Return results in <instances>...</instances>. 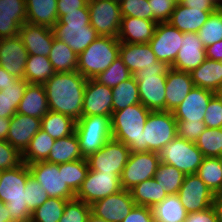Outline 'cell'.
I'll use <instances>...</instances> for the list:
<instances>
[{
  "label": "cell",
  "mask_w": 222,
  "mask_h": 222,
  "mask_svg": "<svg viewBox=\"0 0 222 222\" xmlns=\"http://www.w3.org/2000/svg\"><path fill=\"white\" fill-rule=\"evenodd\" d=\"M87 79L77 70L55 73L43 85L49 110L72 117H82V105Z\"/></svg>",
  "instance_id": "6da1fadb"
},
{
  "label": "cell",
  "mask_w": 222,
  "mask_h": 222,
  "mask_svg": "<svg viewBox=\"0 0 222 222\" xmlns=\"http://www.w3.org/2000/svg\"><path fill=\"white\" fill-rule=\"evenodd\" d=\"M30 176L24 162L17 168L0 171V200L11 214V222H30L32 212L27 207L24 192Z\"/></svg>",
  "instance_id": "7a4b0ae2"
},
{
  "label": "cell",
  "mask_w": 222,
  "mask_h": 222,
  "mask_svg": "<svg viewBox=\"0 0 222 222\" xmlns=\"http://www.w3.org/2000/svg\"><path fill=\"white\" fill-rule=\"evenodd\" d=\"M150 112L141 103L113 112L112 139L123 142L130 152H142V136Z\"/></svg>",
  "instance_id": "3957f363"
},
{
  "label": "cell",
  "mask_w": 222,
  "mask_h": 222,
  "mask_svg": "<svg viewBox=\"0 0 222 222\" xmlns=\"http://www.w3.org/2000/svg\"><path fill=\"white\" fill-rule=\"evenodd\" d=\"M52 29L55 37L66 43L77 55L99 37L96 30L90 25L88 8L67 12Z\"/></svg>",
  "instance_id": "277c9868"
},
{
  "label": "cell",
  "mask_w": 222,
  "mask_h": 222,
  "mask_svg": "<svg viewBox=\"0 0 222 222\" xmlns=\"http://www.w3.org/2000/svg\"><path fill=\"white\" fill-rule=\"evenodd\" d=\"M120 41L99 36L78 55L77 71L86 79H94L119 57Z\"/></svg>",
  "instance_id": "5b68a950"
},
{
  "label": "cell",
  "mask_w": 222,
  "mask_h": 222,
  "mask_svg": "<svg viewBox=\"0 0 222 222\" xmlns=\"http://www.w3.org/2000/svg\"><path fill=\"white\" fill-rule=\"evenodd\" d=\"M170 67H149L133 74L141 104L150 111H166V76Z\"/></svg>",
  "instance_id": "8992f818"
},
{
  "label": "cell",
  "mask_w": 222,
  "mask_h": 222,
  "mask_svg": "<svg viewBox=\"0 0 222 222\" xmlns=\"http://www.w3.org/2000/svg\"><path fill=\"white\" fill-rule=\"evenodd\" d=\"M75 133L83 158H88L112 139L111 116H82L76 121Z\"/></svg>",
  "instance_id": "52a82bcc"
},
{
  "label": "cell",
  "mask_w": 222,
  "mask_h": 222,
  "mask_svg": "<svg viewBox=\"0 0 222 222\" xmlns=\"http://www.w3.org/2000/svg\"><path fill=\"white\" fill-rule=\"evenodd\" d=\"M177 136V120L172 111H151L144 126L142 152H159Z\"/></svg>",
  "instance_id": "ba28073f"
},
{
  "label": "cell",
  "mask_w": 222,
  "mask_h": 222,
  "mask_svg": "<svg viewBox=\"0 0 222 222\" xmlns=\"http://www.w3.org/2000/svg\"><path fill=\"white\" fill-rule=\"evenodd\" d=\"M158 156L160 162L175 166L185 175L196 174L204 159V155L195 143L178 136L163 146L159 150Z\"/></svg>",
  "instance_id": "9c48e42d"
},
{
  "label": "cell",
  "mask_w": 222,
  "mask_h": 222,
  "mask_svg": "<svg viewBox=\"0 0 222 222\" xmlns=\"http://www.w3.org/2000/svg\"><path fill=\"white\" fill-rule=\"evenodd\" d=\"M130 153V149L123 142L110 139L86 159L90 170L121 176Z\"/></svg>",
  "instance_id": "30bf717a"
},
{
  "label": "cell",
  "mask_w": 222,
  "mask_h": 222,
  "mask_svg": "<svg viewBox=\"0 0 222 222\" xmlns=\"http://www.w3.org/2000/svg\"><path fill=\"white\" fill-rule=\"evenodd\" d=\"M159 163L157 152H131L120 176L122 189L130 190L140 182L153 178Z\"/></svg>",
  "instance_id": "8fae6325"
},
{
  "label": "cell",
  "mask_w": 222,
  "mask_h": 222,
  "mask_svg": "<svg viewBox=\"0 0 222 222\" xmlns=\"http://www.w3.org/2000/svg\"><path fill=\"white\" fill-rule=\"evenodd\" d=\"M90 25L99 36L118 38L122 20L120 5L111 0H88Z\"/></svg>",
  "instance_id": "7c38bea8"
},
{
  "label": "cell",
  "mask_w": 222,
  "mask_h": 222,
  "mask_svg": "<svg viewBox=\"0 0 222 222\" xmlns=\"http://www.w3.org/2000/svg\"><path fill=\"white\" fill-rule=\"evenodd\" d=\"M28 168L32 178L40 183L49 197L75 199V193L65 183L63 169H59L58 164L40 161L29 164Z\"/></svg>",
  "instance_id": "4fadbf2b"
},
{
  "label": "cell",
  "mask_w": 222,
  "mask_h": 222,
  "mask_svg": "<svg viewBox=\"0 0 222 222\" xmlns=\"http://www.w3.org/2000/svg\"><path fill=\"white\" fill-rule=\"evenodd\" d=\"M122 190L120 176L118 174L99 173L88 170L85 180L75 194V199L91 205L97 200Z\"/></svg>",
  "instance_id": "5bb4252c"
},
{
  "label": "cell",
  "mask_w": 222,
  "mask_h": 222,
  "mask_svg": "<svg viewBox=\"0 0 222 222\" xmlns=\"http://www.w3.org/2000/svg\"><path fill=\"white\" fill-rule=\"evenodd\" d=\"M184 33L168 22H158L149 45L158 61L165 62L170 67L174 63L178 51L182 47Z\"/></svg>",
  "instance_id": "9a60e30c"
},
{
  "label": "cell",
  "mask_w": 222,
  "mask_h": 222,
  "mask_svg": "<svg viewBox=\"0 0 222 222\" xmlns=\"http://www.w3.org/2000/svg\"><path fill=\"white\" fill-rule=\"evenodd\" d=\"M178 196L186 211L191 213L211 207L215 194L197 174H187L178 191Z\"/></svg>",
  "instance_id": "2e32d148"
},
{
  "label": "cell",
  "mask_w": 222,
  "mask_h": 222,
  "mask_svg": "<svg viewBox=\"0 0 222 222\" xmlns=\"http://www.w3.org/2000/svg\"><path fill=\"white\" fill-rule=\"evenodd\" d=\"M135 205L130 190L122 189L93 202L90 207L91 213L107 222H122Z\"/></svg>",
  "instance_id": "e0dca14e"
},
{
  "label": "cell",
  "mask_w": 222,
  "mask_h": 222,
  "mask_svg": "<svg viewBox=\"0 0 222 222\" xmlns=\"http://www.w3.org/2000/svg\"><path fill=\"white\" fill-rule=\"evenodd\" d=\"M112 89L95 79H87L84 91L82 116H111Z\"/></svg>",
  "instance_id": "ac0fdd59"
},
{
  "label": "cell",
  "mask_w": 222,
  "mask_h": 222,
  "mask_svg": "<svg viewBox=\"0 0 222 222\" xmlns=\"http://www.w3.org/2000/svg\"><path fill=\"white\" fill-rule=\"evenodd\" d=\"M119 57L132 75L144 68L170 67L165 62L158 61L149 43H120Z\"/></svg>",
  "instance_id": "d6986e66"
},
{
  "label": "cell",
  "mask_w": 222,
  "mask_h": 222,
  "mask_svg": "<svg viewBox=\"0 0 222 222\" xmlns=\"http://www.w3.org/2000/svg\"><path fill=\"white\" fill-rule=\"evenodd\" d=\"M28 55L18 35L0 39V66L13 77L24 78Z\"/></svg>",
  "instance_id": "ffe728a7"
},
{
  "label": "cell",
  "mask_w": 222,
  "mask_h": 222,
  "mask_svg": "<svg viewBox=\"0 0 222 222\" xmlns=\"http://www.w3.org/2000/svg\"><path fill=\"white\" fill-rule=\"evenodd\" d=\"M18 37L29 55L48 57L55 35L52 28L26 22L20 27Z\"/></svg>",
  "instance_id": "44dd1931"
},
{
  "label": "cell",
  "mask_w": 222,
  "mask_h": 222,
  "mask_svg": "<svg viewBox=\"0 0 222 222\" xmlns=\"http://www.w3.org/2000/svg\"><path fill=\"white\" fill-rule=\"evenodd\" d=\"M205 46L197 33H184L182 47L170 68L191 73L206 60Z\"/></svg>",
  "instance_id": "7402d4cb"
},
{
  "label": "cell",
  "mask_w": 222,
  "mask_h": 222,
  "mask_svg": "<svg viewBox=\"0 0 222 222\" xmlns=\"http://www.w3.org/2000/svg\"><path fill=\"white\" fill-rule=\"evenodd\" d=\"M214 92L194 87L186 98L173 111L177 121L199 122L203 121L210 99Z\"/></svg>",
  "instance_id": "603a6c76"
},
{
  "label": "cell",
  "mask_w": 222,
  "mask_h": 222,
  "mask_svg": "<svg viewBox=\"0 0 222 222\" xmlns=\"http://www.w3.org/2000/svg\"><path fill=\"white\" fill-rule=\"evenodd\" d=\"M41 129V119L16 113L11 117L7 142L23 153Z\"/></svg>",
  "instance_id": "cb8c5ba5"
},
{
  "label": "cell",
  "mask_w": 222,
  "mask_h": 222,
  "mask_svg": "<svg viewBox=\"0 0 222 222\" xmlns=\"http://www.w3.org/2000/svg\"><path fill=\"white\" fill-rule=\"evenodd\" d=\"M26 22L25 0H0V39L17 36Z\"/></svg>",
  "instance_id": "d4e9b609"
},
{
  "label": "cell",
  "mask_w": 222,
  "mask_h": 222,
  "mask_svg": "<svg viewBox=\"0 0 222 222\" xmlns=\"http://www.w3.org/2000/svg\"><path fill=\"white\" fill-rule=\"evenodd\" d=\"M191 74L170 68L166 76V111H174L194 88Z\"/></svg>",
  "instance_id": "484cf974"
},
{
  "label": "cell",
  "mask_w": 222,
  "mask_h": 222,
  "mask_svg": "<svg viewBox=\"0 0 222 222\" xmlns=\"http://www.w3.org/2000/svg\"><path fill=\"white\" fill-rule=\"evenodd\" d=\"M157 22L136 17H122L118 40L120 43H149Z\"/></svg>",
  "instance_id": "4316f807"
},
{
  "label": "cell",
  "mask_w": 222,
  "mask_h": 222,
  "mask_svg": "<svg viewBox=\"0 0 222 222\" xmlns=\"http://www.w3.org/2000/svg\"><path fill=\"white\" fill-rule=\"evenodd\" d=\"M212 12L215 11H203L178 2L168 23L182 33H197Z\"/></svg>",
  "instance_id": "83f0119b"
},
{
  "label": "cell",
  "mask_w": 222,
  "mask_h": 222,
  "mask_svg": "<svg viewBox=\"0 0 222 222\" xmlns=\"http://www.w3.org/2000/svg\"><path fill=\"white\" fill-rule=\"evenodd\" d=\"M49 111L44 85L27 84L17 113L42 119Z\"/></svg>",
  "instance_id": "f1b7e54d"
},
{
  "label": "cell",
  "mask_w": 222,
  "mask_h": 222,
  "mask_svg": "<svg viewBox=\"0 0 222 222\" xmlns=\"http://www.w3.org/2000/svg\"><path fill=\"white\" fill-rule=\"evenodd\" d=\"M27 22L53 28L58 21L57 0H25Z\"/></svg>",
  "instance_id": "f546056e"
},
{
  "label": "cell",
  "mask_w": 222,
  "mask_h": 222,
  "mask_svg": "<svg viewBox=\"0 0 222 222\" xmlns=\"http://www.w3.org/2000/svg\"><path fill=\"white\" fill-rule=\"evenodd\" d=\"M190 74L195 87L214 92L222 85V62L206 59Z\"/></svg>",
  "instance_id": "4dcf8cb0"
},
{
  "label": "cell",
  "mask_w": 222,
  "mask_h": 222,
  "mask_svg": "<svg viewBox=\"0 0 222 222\" xmlns=\"http://www.w3.org/2000/svg\"><path fill=\"white\" fill-rule=\"evenodd\" d=\"M79 159H83V156L80 151L78 137L74 132L67 137L55 139L46 162L63 164Z\"/></svg>",
  "instance_id": "1f68e13d"
},
{
  "label": "cell",
  "mask_w": 222,
  "mask_h": 222,
  "mask_svg": "<svg viewBox=\"0 0 222 222\" xmlns=\"http://www.w3.org/2000/svg\"><path fill=\"white\" fill-rule=\"evenodd\" d=\"M151 209L155 222H185L188 215L178 194L168 195Z\"/></svg>",
  "instance_id": "d6a6232c"
},
{
  "label": "cell",
  "mask_w": 222,
  "mask_h": 222,
  "mask_svg": "<svg viewBox=\"0 0 222 222\" xmlns=\"http://www.w3.org/2000/svg\"><path fill=\"white\" fill-rule=\"evenodd\" d=\"M48 58L55 73L77 70L78 55L66 43L56 37H54Z\"/></svg>",
  "instance_id": "836d02e7"
},
{
  "label": "cell",
  "mask_w": 222,
  "mask_h": 222,
  "mask_svg": "<svg viewBox=\"0 0 222 222\" xmlns=\"http://www.w3.org/2000/svg\"><path fill=\"white\" fill-rule=\"evenodd\" d=\"M76 121L65 114L48 111L41 119V129L54 139L67 137L75 132Z\"/></svg>",
  "instance_id": "e575fe53"
},
{
  "label": "cell",
  "mask_w": 222,
  "mask_h": 222,
  "mask_svg": "<svg viewBox=\"0 0 222 222\" xmlns=\"http://www.w3.org/2000/svg\"><path fill=\"white\" fill-rule=\"evenodd\" d=\"M130 193L136 205L150 208L168 196L154 178L135 185L130 189Z\"/></svg>",
  "instance_id": "d590c367"
},
{
  "label": "cell",
  "mask_w": 222,
  "mask_h": 222,
  "mask_svg": "<svg viewBox=\"0 0 222 222\" xmlns=\"http://www.w3.org/2000/svg\"><path fill=\"white\" fill-rule=\"evenodd\" d=\"M27 84L28 82L24 78L16 79L11 85L0 91V117L11 118L17 113Z\"/></svg>",
  "instance_id": "8d00e7d4"
},
{
  "label": "cell",
  "mask_w": 222,
  "mask_h": 222,
  "mask_svg": "<svg viewBox=\"0 0 222 222\" xmlns=\"http://www.w3.org/2000/svg\"><path fill=\"white\" fill-rule=\"evenodd\" d=\"M55 71L49 58L41 55H28L26 60L24 79L29 84L43 85Z\"/></svg>",
  "instance_id": "74e56055"
},
{
  "label": "cell",
  "mask_w": 222,
  "mask_h": 222,
  "mask_svg": "<svg viewBox=\"0 0 222 222\" xmlns=\"http://www.w3.org/2000/svg\"><path fill=\"white\" fill-rule=\"evenodd\" d=\"M54 142V138L40 129L31 139L29 146L22 153V161L27 165L40 161H46Z\"/></svg>",
  "instance_id": "f35d334b"
},
{
  "label": "cell",
  "mask_w": 222,
  "mask_h": 222,
  "mask_svg": "<svg viewBox=\"0 0 222 222\" xmlns=\"http://www.w3.org/2000/svg\"><path fill=\"white\" fill-rule=\"evenodd\" d=\"M112 89V113L125 109L129 105L141 103L138 83L132 76L130 79L119 83Z\"/></svg>",
  "instance_id": "ab89813d"
},
{
  "label": "cell",
  "mask_w": 222,
  "mask_h": 222,
  "mask_svg": "<svg viewBox=\"0 0 222 222\" xmlns=\"http://www.w3.org/2000/svg\"><path fill=\"white\" fill-rule=\"evenodd\" d=\"M196 174L214 194L222 193V163L219 157H204Z\"/></svg>",
  "instance_id": "60d3db41"
},
{
  "label": "cell",
  "mask_w": 222,
  "mask_h": 222,
  "mask_svg": "<svg viewBox=\"0 0 222 222\" xmlns=\"http://www.w3.org/2000/svg\"><path fill=\"white\" fill-rule=\"evenodd\" d=\"M184 177L185 174L175 166L160 162L153 178L162 187L163 191L168 195H172L178 194L183 184Z\"/></svg>",
  "instance_id": "b9f144b4"
},
{
  "label": "cell",
  "mask_w": 222,
  "mask_h": 222,
  "mask_svg": "<svg viewBox=\"0 0 222 222\" xmlns=\"http://www.w3.org/2000/svg\"><path fill=\"white\" fill-rule=\"evenodd\" d=\"M68 201L50 197L32 212L30 222H59Z\"/></svg>",
  "instance_id": "7bdbcfd3"
},
{
  "label": "cell",
  "mask_w": 222,
  "mask_h": 222,
  "mask_svg": "<svg viewBox=\"0 0 222 222\" xmlns=\"http://www.w3.org/2000/svg\"><path fill=\"white\" fill-rule=\"evenodd\" d=\"M58 168L63 169L65 183L76 194L89 170L87 159L58 164Z\"/></svg>",
  "instance_id": "ee69618b"
},
{
  "label": "cell",
  "mask_w": 222,
  "mask_h": 222,
  "mask_svg": "<svg viewBox=\"0 0 222 222\" xmlns=\"http://www.w3.org/2000/svg\"><path fill=\"white\" fill-rule=\"evenodd\" d=\"M197 35L205 48L222 40V6L210 14Z\"/></svg>",
  "instance_id": "f6af8a7d"
},
{
  "label": "cell",
  "mask_w": 222,
  "mask_h": 222,
  "mask_svg": "<svg viewBox=\"0 0 222 222\" xmlns=\"http://www.w3.org/2000/svg\"><path fill=\"white\" fill-rule=\"evenodd\" d=\"M204 157H219L222 153V128H206L195 142Z\"/></svg>",
  "instance_id": "bcb514c9"
},
{
  "label": "cell",
  "mask_w": 222,
  "mask_h": 222,
  "mask_svg": "<svg viewBox=\"0 0 222 222\" xmlns=\"http://www.w3.org/2000/svg\"><path fill=\"white\" fill-rule=\"evenodd\" d=\"M132 76V73L123 63L122 59L118 57L105 71L101 72L94 79L100 84L113 88L119 83L130 79Z\"/></svg>",
  "instance_id": "7dc6e473"
},
{
  "label": "cell",
  "mask_w": 222,
  "mask_h": 222,
  "mask_svg": "<svg viewBox=\"0 0 222 222\" xmlns=\"http://www.w3.org/2000/svg\"><path fill=\"white\" fill-rule=\"evenodd\" d=\"M91 207L83 201L73 199L66 203L59 222H87Z\"/></svg>",
  "instance_id": "c3c4849f"
},
{
  "label": "cell",
  "mask_w": 222,
  "mask_h": 222,
  "mask_svg": "<svg viewBox=\"0 0 222 222\" xmlns=\"http://www.w3.org/2000/svg\"><path fill=\"white\" fill-rule=\"evenodd\" d=\"M119 5L122 17L152 20V12L148 0H122Z\"/></svg>",
  "instance_id": "681fc988"
},
{
  "label": "cell",
  "mask_w": 222,
  "mask_h": 222,
  "mask_svg": "<svg viewBox=\"0 0 222 222\" xmlns=\"http://www.w3.org/2000/svg\"><path fill=\"white\" fill-rule=\"evenodd\" d=\"M24 192L26 196L25 202L31 212L50 198L45 189H43L40 183L32 178V176L27 179Z\"/></svg>",
  "instance_id": "f907efd6"
},
{
  "label": "cell",
  "mask_w": 222,
  "mask_h": 222,
  "mask_svg": "<svg viewBox=\"0 0 222 222\" xmlns=\"http://www.w3.org/2000/svg\"><path fill=\"white\" fill-rule=\"evenodd\" d=\"M22 163V153L6 140H0V171L17 168Z\"/></svg>",
  "instance_id": "816d5d0a"
},
{
  "label": "cell",
  "mask_w": 222,
  "mask_h": 222,
  "mask_svg": "<svg viewBox=\"0 0 222 222\" xmlns=\"http://www.w3.org/2000/svg\"><path fill=\"white\" fill-rule=\"evenodd\" d=\"M151 12L152 21L168 22L172 12L175 10L177 0H148Z\"/></svg>",
  "instance_id": "f5cc1de1"
},
{
  "label": "cell",
  "mask_w": 222,
  "mask_h": 222,
  "mask_svg": "<svg viewBox=\"0 0 222 222\" xmlns=\"http://www.w3.org/2000/svg\"><path fill=\"white\" fill-rule=\"evenodd\" d=\"M206 128L207 127L204 121H177V136L189 142L195 143Z\"/></svg>",
  "instance_id": "db71d44e"
},
{
  "label": "cell",
  "mask_w": 222,
  "mask_h": 222,
  "mask_svg": "<svg viewBox=\"0 0 222 222\" xmlns=\"http://www.w3.org/2000/svg\"><path fill=\"white\" fill-rule=\"evenodd\" d=\"M203 121L208 128H222V103L215 96L208 103Z\"/></svg>",
  "instance_id": "11a10c76"
},
{
  "label": "cell",
  "mask_w": 222,
  "mask_h": 222,
  "mask_svg": "<svg viewBox=\"0 0 222 222\" xmlns=\"http://www.w3.org/2000/svg\"><path fill=\"white\" fill-rule=\"evenodd\" d=\"M122 222H155L150 207L135 205Z\"/></svg>",
  "instance_id": "9f6ffc18"
},
{
  "label": "cell",
  "mask_w": 222,
  "mask_h": 222,
  "mask_svg": "<svg viewBox=\"0 0 222 222\" xmlns=\"http://www.w3.org/2000/svg\"><path fill=\"white\" fill-rule=\"evenodd\" d=\"M80 8H88V0H57L58 20L67 12L79 11Z\"/></svg>",
  "instance_id": "6f0895ef"
},
{
  "label": "cell",
  "mask_w": 222,
  "mask_h": 222,
  "mask_svg": "<svg viewBox=\"0 0 222 222\" xmlns=\"http://www.w3.org/2000/svg\"><path fill=\"white\" fill-rule=\"evenodd\" d=\"M185 222H217V216L211 206L204 211L188 213Z\"/></svg>",
  "instance_id": "680465c9"
},
{
  "label": "cell",
  "mask_w": 222,
  "mask_h": 222,
  "mask_svg": "<svg viewBox=\"0 0 222 222\" xmlns=\"http://www.w3.org/2000/svg\"><path fill=\"white\" fill-rule=\"evenodd\" d=\"M180 3L203 11H216L221 7L215 0H181Z\"/></svg>",
  "instance_id": "91938a15"
},
{
  "label": "cell",
  "mask_w": 222,
  "mask_h": 222,
  "mask_svg": "<svg viewBox=\"0 0 222 222\" xmlns=\"http://www.w3.org/2000/svg\"><path fill=\"white\" fill-rule=\"evenodd\" d=\"M206 58L222 62V40L205 48Z\"/></svg>",
  "instance_id": "94428289"
},
{
  "label": "cell",
  "mask_w": 222,
  "mask_h": 222,
  "mask_svg": "<svg viewBox=\"0 0 222 222\" xmlns=\"http://www.w3.org/2000/svg\"><path fill=\"white\" fill-rule=\"evenodd\" d=\"M16 79L0 66V91L11 85Z\"/></svg>",
  "instance_id": "6125c7cd"
},
{
  "label": "cell",
  "mask_w": 222,
  "mask_h": 222,
  "mask_svg": "<svg viewBox=\"0 0 222 222\" xmlns=\"http://www.w3.org/2000/svg\"><path fill=\"white\" fill-rule=\"evenodd\" d=\"M212 207L217 216V222H222V193L215 194Z\"/></svg>",
  "instance_id": "be15d7a7"
},
{
  "label": "cell",
  "mask_w": 222,
  "mask_h": 222,
  "mask_svg": "<svg viewBox=\"0 0 222 222\" xmlns=\"http://www.w3.org/2000/svg\"><path fill=\"white\" fill-rule=\"evenodd\" d=\"M11 118L0 117V140H7Z\"/></svg>",
  "instance_id": "e7e4bbea"
},
{
  "label": "cell",
  "mask_w": 222,
  "mask_h": 222,
  "mask_svg": "<svg viewBox=\"0 0 222 222\" xmlns=\"http://www.w3.org/2000/svg\"><path fill=\"white\" fill-rule=\"evenodd\" d=\"M0 222H11V214L8 212L5 203L0 200Z\"/></svg>",
  "instance_id": "03108f58"
},
{
  "label": "cell",
  "mask_w": 222,
  "mask_h": 222,
  "mask_svg": "<svg viewBox=\"0 0 222 222\" xmlns=\"http://www.w3.org/2000/svg\"><path fill=\"white\" fill-rule=\"evenodd\" d=\"M87 222H107L103 218L95 216L93 213H90L87 218Z\"/></svg>",
  "instance_id": "003e7915"
},
{
  "label": "cell",
  "mask_w": 222,
  "mask_h": 222,
  "mask_svg": "<svg viewBox=\"0 0 222 222\" xmlns=\"http://www.w3.org/2000/svg\"><path fill=\"white\" fill-rule=\"evenodd\" d=\"M214 96H215L216 98H218V99L221 101V103H222V85L219 86V87L214 91Z\"/></svg>",
  "instance_id": "a7ac6f4b"
},
{
  "label": "cell",
  "mask_w": 222,
  "mask_h": 222,
  "mask_svg": "<svg viewBox=\"0 0 222 222\" xmlns=\"http://www.w3.org/2000/svg\"><path fill=\"white\" fill-rule=\"evenodd\" d=\"M220 6H222V3H221V1L222 0H215Z\"/></svg>",
  "instance_id": "89a4df30"
},
{
  "label": "cell",
  "mask_w": 222,
  "mask_h": 222,
  "mask_svg": "<svg viewBox=\"0 0 222 222\" xmlns=\"http://www.w3.org/2000/svg\"><path fill=\"white\" fill-rule=\"evenodd\" d=\"M111 1H115V2L120 3L122 0H111Z\"/></svg>",
  "instance_id": "2644e50d"
},
{
  "label": "cell",
  "mask_w": 222,
  "mask_h": 222,
  "mask_svg": "<svg viewBox=\"0 0 222 222\" xmlns=\"http://www.w3.org/2000/svg\"><path fill=\"white\" fill-rule=\"evenodd\" d=\"M219 158H220V161H221V163H222V153H221V155L219 156Z\"/></svg>",
  "instance_id": "8c879c8a"
}]
</instances>
